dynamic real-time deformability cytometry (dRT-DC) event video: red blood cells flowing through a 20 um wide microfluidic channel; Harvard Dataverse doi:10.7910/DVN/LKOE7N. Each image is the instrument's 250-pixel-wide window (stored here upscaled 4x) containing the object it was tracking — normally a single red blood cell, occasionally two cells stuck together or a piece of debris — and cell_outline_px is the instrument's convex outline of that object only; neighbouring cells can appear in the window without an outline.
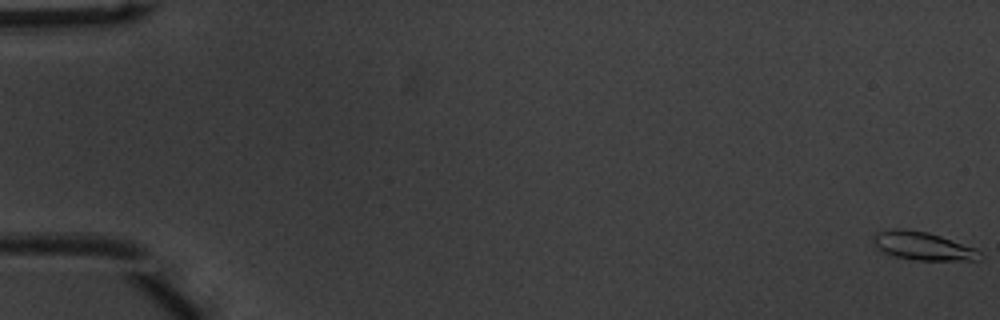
{"species": "common noctule bat (a hibernating species)", "species_latin": "Nyctalus noctula", "temperature_condition": "warm", "stored_images_in_passage": 53, "camera_frame_rate_fps": 3000, "um_per_image_px": 0.085, "animal": {"sex": "male", "body_mass_g": 20.1, "forearm_length_mm": 53.5}, "frame": {"image": 1, "passage_image": 1, "time_ms": 0.0, "image_size_px": [1000, 320], "cell_outline_px": [[984, 256], [980, 260], [916, 260], [896, 256], [880, 252], [872, 240], [872, 236], [876, 232], [892, 228], [900, 228], [928, 232], [976, 248]], "centroid_in_image_um": [78.42, 20.9], "position_along_channel_um": 6.6, "area_um2": 17.69}}
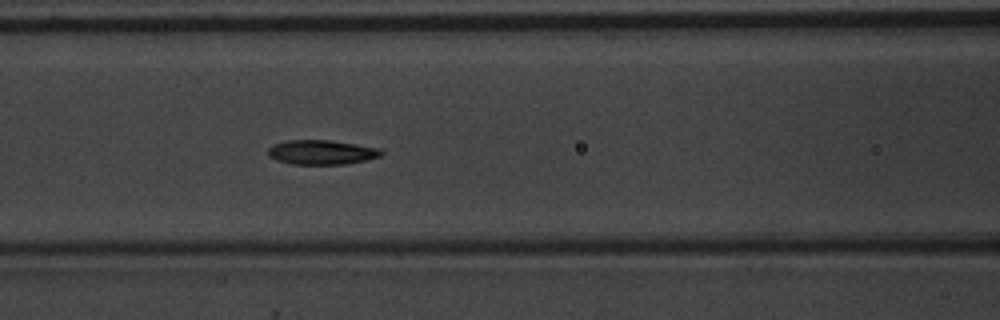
{"frame": {"image": 2, "passage_image": 24, "time_ms": 7.667, "image_size_px": [1000, 320], "cell_outline_px": [[384, 152], [380, 156], [368, 160], [344, 164], [292, 164], [276, 160], [268, 156], [268, 148], [276, 144], [288, 140], [332, 140], [380, 148]], "centroid_in_image_um": [27.36, 12.94], "position_along_channel_um": 139.2, "area_um2": 16.18}}
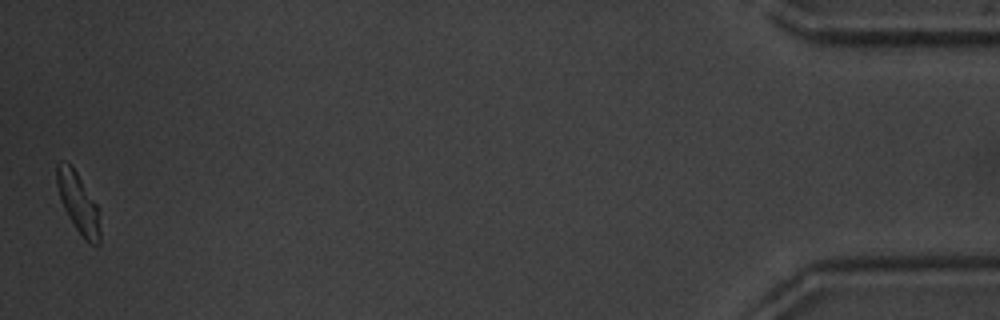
{"frame": {"image": 3, "passage_image": 53, "time_ms": 17.333, "image_size_px": [1000, 320], "cell_outline_px": [[100, 244], [92, 244], [84, 240], [72, 224], [60, 200], [56, 184], [56, 164], [60, 160], [64, 160], [76, 172], [96, 204], [100, 232]], "centroid_in_image_um": [6.61, 17.26], "position_along_channel_um": 428.6, "area_um2": 14.97}, "authors_computed_cell_mechanics": {"area_um2": 16.1262, "velocity_mm_per_s": 3.8997, "shape_relaxation_time_tau1_ms": 1.914, "shape_relaxation_time_tau2_ms": 1.6929, "deformation_change_tau1": 0.1431, "deformation_change_tau2": 0.0671}}